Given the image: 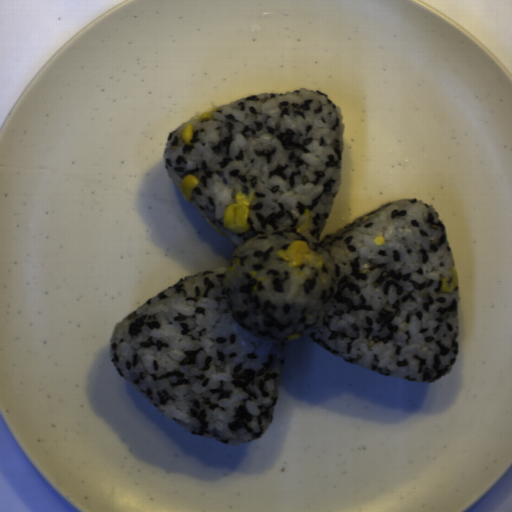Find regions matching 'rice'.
Returning <instances> with one entry per match:
<instances>
[{"label":"rice","mask_w":512,"mask_h":512,"mask_svg":"<svg viewBox=\"0 0 512 512\" xmlns=\"http://www.w3.org/2000/svg\"><path fill=\"white\" fill-rule=\"evenodd\" d=\"M182 122L162 159L190 205L234 250L225 266L177 281L115 324L110 359L129 385L188 433L239 445L271 424L287 338L299 333L344 362L418 383L458 356L459 285L448 234L423 200L390 201L320 240L343 181L345 118L310 88L267 92ZM193 140L180 139L185 123ZM255 192L249 229L223 226L236 192ZM310 211V227L296 228ZM386 244H373L376 236ZM307 241L322 269L276 254Z\"/></svg>","instance_id":"1"}]
</instances>
